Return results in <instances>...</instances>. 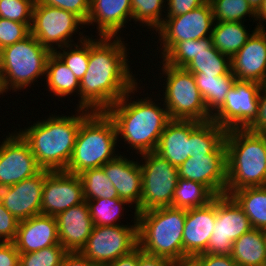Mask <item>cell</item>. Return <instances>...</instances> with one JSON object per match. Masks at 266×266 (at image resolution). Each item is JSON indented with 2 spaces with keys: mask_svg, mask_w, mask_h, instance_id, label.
Wrapping results in <instances>:
<instances>
[{
  "mask_svg": "<svg viewBox=\"0 0 266 266\" xmlns=\"http://www.w3.org/2000/svg\"><path fill=\"white\" fill-rule=\"evenodd\" d=\"M13 243L19 253L35 252L59 244L56 218L40 214L20 221Z\"/></svg>",
  "mask_w": 266,
  "mask_h": 266,
  "instance_id": "23",
  "label": "cell"
},
{
  "mask_svg": "<svg viewBox=\"0 0 266 266\" xmlns=\"http://www.w3.org/2000/svg\"><path fill=\"white\" fill-rule=\"evenodd\" d=\"M208 113L212 116L223 104L236 77L232 71L221 76H194Z\"/></svg>",
  "mask_w": 266,
  "mask_h": 266,
  "instance_id": "31",
  "label": "cell"
},
{
  "mask_svg": "<svg viewBox=\"0 0 266 266\" xmlns=\"http://www.w3.org/2000/svg\"><path fill=\"white\" fill-rule=\"evenodd\" d=\"M252 7V9L257 12V10L260 8L263 0H247Z\"/></svg>",
  "mask_w": 266,
  "mask_h": 266,
  "instance_id": "54",
  "label": "cell"
},
{
  "mask_svg": "<svg viewBox=\"0 0 266 266\" xmlns=\"http://www.w3.org/2000/svg\"><path fill=\"white\" fill-rule=\"evenodd\" d=\"M50 170L42 169L33 177L0 188L3 206L19 221L41 214L42 190Z\"/></svg>",
  "mask_w": 266,
  "mask_h": 266,
  "instance_id": "17",
  "label": "cell"
},
{
  "mask_svg": "<svg viewBox=\"0 0 266 266\" xmlns=\"http://www.w3.org/2000/svg\"><path fill=\"white\" fill-rule=\"evenodd\" d=\"M85 201L97 198H119L114 185L101 167L88 169L80 173Z\"/></svg>",
  "mask_w": 266,
  "mask_h": 266,
  "instance_id": "34",
  "label": "cell"
},
{
  "mask_svg": "<svg viewBox=\"0 0 266 266\" xmlns=\"http://www.w3.org/2000/svg\"><path fill=\"white\" fill-rule=\"evenodd\" d=\"M226 129L213 120L199 122L192 129V155L227 154L225 145Z\"/></svg>",
  "mask_w": 266,
  "mask_h": 266,
  "instance_id": "32",
  "label": "cell"
},
{
  "mask_svg": "<svg viewBox=\"0 0 266 266\" xmlns=\"http://www.w3.org/2000/svg\"><path fill=\"white\" fill-rule=\"evenodd\" d=\"M214 25L212 7L209 1L188 13L165 17L159 35L161 57L163 58L178 42L210 37Z\"/></svg>",
  "mask_w": 266,
  "mask_h": 266,
  "instance_id": "12",
  "label": "cell"
},
{
  "mask_svg": "<svg viewBox=\"0 0 266 266\" xmlns=\"http://www.w3.org/2000/svg\"><path fill=\"white\" fill-rule=\"evenodd\" d=\"M82 182L78 175L50 171L44 180L41 214L56 217L68 208L84 202Z\"/></svg>",
  "mask_w": 266,
  "mask_h": 266,
  "instance_id": "16",
  "label": "cell"
},
{
  "mask_svg": "<svg viewBox=\"0 0 266 266\" xmlns=\"http://www.w3.org/2000/svg\"><path fill=\"white\" fill-rule=\"evenodd\" d=\"M166 0H131L132 20L141 22L142 26L157 31L164 22V11ZM163 9V10H162ZM163 16V18H162Z\"/></svg>",
  "mask_w": 266,
  "mask_h": 266,
  "instance_id": "38",
  "label": "cell"
},
{
  "mask_svg": "<svg viewBox=\"0 0 266 266\" xmlns=\"http://www.w3.org/2000/svg\"><path fill=\"white\" fill-rule=\"evenodd\" d=\"M89 207L91 219L94 226H115L121 225L117 221L119 217L124 216V206L130 203L124 199L113 198H97L86 201ZM121 210H123L121 212ZM117 222V223H116Z\"/></svg>",
  "mask_w": 266,
  "mask_h": 266,
  "instance_id": "35",
  "label": "cell"
},
{
  "mask_svg": "<svg viewBox=\"0 0 266 266\" xmlns=\"http://www.w3.org/2000/svg\"><path fill=\"white\" fill-rule=\"evenodd\" d=\"M195 258L201 266H238L231 255L202 253Z\"/></svg>",
  "mask_w": 266,
  "mask_h": 266,
  "instance_id": "47",
  "label": "cell"
},
{
  "mask_svg": "<svg viewBox=\"0 0 266 266\" xmlns=\"http://www.w3.org/2000/svg\"><path fill=\"white\" fill-rule=\"evenodd\" d=\"M42 4L54 6L78 16L85 24L90 11V0H39Z\"/></svg>",
  "mask_w": 266,
  "mask_h": 266,
  "instance_id": "43",
  "label": "cell"
},
{
  "mask_svg": "<svg viewBox=\"0 0 266 266\" xmlns=\"http://www.w3.org/2000/svg\"><path fill=\"white\" fill-rule=\"evenodd\" d=\"M245 129L256 134H266V82L260 85L256 117Z\"/></svg>",
  "mask_w": 266,
  "mask_h": 266,
  "instance_id": "45",
  "label": "cell"
},
{
  "mask_svg": "<svg viewBox=\"0 0 266 266\" xmlns=\"http://www.w3.org/2000/svg\"><path fill=\"white\" fill-rule=\"evenodd\" d=\"M68 252L59 243L41 250L19 254V266H60Z\"/></svg>",
  "mask_w": 266,
  "mask_h": 266,
  "instance_id": "39",
  "label": "cell"
},
{
  "mask_svg": "<svg viewBox=\"0 0 266 266\" xmlns=\"http://www.w3.org/2000/svg\"><path fill=\"white\" fill-rule=\"evenodd\" d=\"M226 194L244 187L266 186L265 134L231 129L225 134Z\"/></svg>",
  "mask_w": 266,
  "mask_h": 266,
  "instance_id": "4",
  "label": "cell"
},
{
  "mask_svg": "<svg viewBox=\"0 0 266 266\" xmlns=\"http://www.w3.org/2000/svg\"><path fill=\"white\" fill-rule=\"evenodd\" d=\"M193 76H221L231 71V58L220 53L214 46L212 36L199 39V52L185 67Z\"/></svg>",
  "mask_w": 266,
  "mask_h": 266,
  "instance_id": "26",
  "label": "cell"
},
{
  "mask_svg": "<svg viewBox=\"0 0 266 266\" xmlns=\"http://www.w3.org/2000/svg\"><path fill=\"white\" fill-rule=\"evenodd\" d=\"M231 71L238 81L266 82V30L257 29L231 58Z\"/></svg>",
  "mask_w": 266,
  "mask_h": 266,
  "instance_id": "20",
  "label": "cell"
},
{
  "mask_svg": "<svg viewBox=\"0 0 266 266\" xmlns=\"http://www.w3.org/2000/svg\"><path fill=\"white\" fill-rule=\"evenodd\" d=\"M199 52V39L178 42L163 58L171 66L185 68Z\"/></svg>",
  "mask_w": 266,
  "mask_h": 266,
  "instance_id": "41",
  "label": "cell"
},
{
  "mask_svg": "<svg viewBox=\"0 0 266 266\" xmlns=\"http://www.w3.org/2000/svg\"><path fill=\"white\" fill-rule=\"evenodd\" d=\"M46 85L49 92L57 97H65L80 91V81L64 62L52 52L46 64Z\"/></svg>",
  "mask_w": 266,
  "mask_h": 266,
  "instance_id": "29",
  "label": "cell"
},
{
  "mask_svg": "<svg viewBox=\"0 0 266 266\" xmlns=\"http://www.w3.org/2000/svg\"><path fill=\"white\" fill-rule=\"evenodd\" d=\"M167 1V13L164 15L166 17H175L179 15H183L185 13L194 10L203 4H205L208 0H166Z\"/></svg>",
  "mask_w": 266,
  "mask_h": 266,
  "instance_id": "46",
  "label": "cell"
},
{
  "mask_svg": "<svg viewBox=\"0 0 266 266\" xmlns=\"http://www.w3.org/2000/svg\"><path fill=\"white\" fill-rule=\"evenodd\" d=\"M119 154L115 159L108 161L101 168L110 179L120 199L139 206L142 196V170L140 163L128 160Z\"/></svg>",
  "mask_w": 266,
  "mask_h": 266,
  "instance_id": "22",
  "label": "cell"
},
{
  "mask_svg": "<svg viewBox=\"0 0 266 266\" xmlns=\"http://www.w3.org/2000/svg\"><path fill=\"white\" fill-rule=\"evenodd\" d=\"M216 221V196L207 205L187 209L183 228V258L205 253Z\"/></svg>",
  "mask_w": 266,
  "mask_h": 266,
  "instance_id": "19",
  "label": "cell"
},
{
  "mask_svg": "<svg viewBox=\"0 0 266 266\" xmlns=\"http://www.w3.org/2000/svg\"><path fill=\"white\" fill-rule=\"evenodd\" d=\"M161 63V71L166 78L162 101L170 120L210 121L212 116L206 109L193 73L185 68L168 65L164 61Z\"/></svg>",
  "mask_w": 266,
  "mask_h": 266,
  "instance_id": "8",
  "label": "cell"
},
{
  "mask_svg": "<svg viewBox=\"0 0 266 266\" xmlns=\"http://www.w3.org/2000/svg\"><path fill=\"white\" fill-rule=\"evenodd\" d=\"M84 25L75 14L35 0L30 33L51 52L73 44L71 37Z\"/></svg>",
  "mask_w": 266,
  "mask_h": 266,
  "instance_id": "11",
  "label": "cell"
},
{
  "mask_svg": "<svg viewBox=\"0 0 266 266\" xmlns=\"http://www.w3.org/2000/svg\"><path fill=\"white\" fill-rule=\"evenodd\" d=\"M0 143V188L33 177L42 170L28 143L18 132L9 133Z\"/></svg>",
  "mask_w": 266,
  "mask_h": 266,
  "instance_id": "15",
  "label": "cell"
},
{
  "mask_svg": "<svg viewBox=\"0 0 266 266\" xmlns=\"http://www.w3.org/2000/svg\"><path fill=\"white\" fill-rule=\"evenodd\" d=\"M137 261H138V247L132 252L120 256L115 261H112L105 266H137Z\"/></svg>",
  "mask_w": 266,
  "mask_h": 266,
  "instance_id": "51",
  "label": "cell"
},
{
  "mask_svg": "<svg viewBox=\"0 0 266 266\" xmlns=\"http://www.w3.org/2000/svg\"><path fill=\"white\" fill-rule=\"evenodd\" d=\"M260 85L258 82L236 80L224 104L211 120L226 130L245 129L256 117Z\"/></svg>",
  "mask_w": 266,
  "mask_h": 266,
  "instance_id": "14",
  "label": "cell"
},
{
  "mask_svg": "<svg viewBox=\"0 0 266 266\" xmlns=\"http://www.w3.org/2000/svg\"><path fill=\"white\" fill-rule=\"evenodd\" d=\"M172 266H201V264L195 257H185L172 262Z\"/></svg>",
  "mask_w": 266,
  "mask_h": 266,
  "instance_id": "53",
  "label": "cell"
},
{
  "mask_svg": "<svg viewBox=\"0 0 266 266\" xmlns=\"http://www.w3.org/2000/svg\"><path fill=\"white\" fill-rule=\"evenodd\" d=\"M186 212L187 209L168 206L137 213L138 247L170 262L182 259Z\"/></svg>",
  "mask_w": 266,
  "mask_h": 266,
  "instance_id": "5",
  "label": "cell"
},
{
  "mask_svg": "<svg viewBox=\"0 0 266 266\" xmlns=\"http://www.w3.org/2000/svg\"><path fill=\"white\" fill-rule=\"evenodd\" d=\"M29 34L30 28L25 23L0 18V50L23 40Z\"/></svg>",
  "mask_w": 266,
  "mask_h": 266,
  "instance_id": "42",
  "label": "cell"
},
{
  "mask_svg": "<svg viewBox=\"0 0 266 266\" xmlns=\"http://www.w3.org/2000/svg\"><path fill=\"white\" fill-rule=\"evenodd\" d=\"M194 120H170L162 132L155 152L178 167L192 155Z\"/></svg>",
  "mask_w": 266,
  "mask_h": 266,
  "instance_id": "25",
  "label": "cell"
},
{
  "mask_svg": "<svg viewBox=\"0 0 266 266\" xmlns=\"http://www.w3.org/2000/svg\"><path fill=\"white\" fill-rule=\"evenodd\" d=\"M231 257L238 266L266 263V243L262 229L252 228L233 242Z\"/></svg>",
  "mask_w": 266,
  "mask_h": 266,
  "instance_id": "27",
  "label": "cell"
},
{
  "mask_svg": "<svg viewBox=\"0 0 266 266\" xmlns=\"http://www.w3.org/2000/svg\"><path fill=\"white\" fill-rule=\"evenodd\" d=\"M132 20L131 0H90V11L85 25L97 24L99 37H119L127 21ZM118 35V36H117Z\"/></svg>",
  "mask_w": 266,
  "mask_h": 266,
  "instance_id": "24",
  "label": "cell"
},
{
  "mask_svg": "<svg viewBox=\"0 0 266 266\" xmlns=\"http://www.w3.org/2000/svg\"><path fill=\"white\" fill-rule=\"evenodd\" d=\"M212 7L214 22H242L245 16L256 18V12L247 0H208ZM248 14V15H247Z\"/></svg>",
  "mask_w": 266,
  "mask_h": 266,
  "instance_id": "37",
  "label": "cell"
},
{
  "mask_svg": "<svg viewBox=\"0 0 266 266\" xmlns=\"http://www.w3.org/2000/svg\"><path fill=\"white\" fill-rule=\"evenodd\" d=\"M214 197L215 195L205 185L179 178L172 198V207L184 209L201 207L207 205Z\"/></svg>",
  "mask_w": 266,
  "mask_h": 266,
  "instance_id": "33",
  "label": "cell"
},
{
  "mask_svg": "<svg viewBox=\"0 0 266 266\" xmlns=\"http://www.w3.org/2000/svg\"><path fill=\"white\" fill-rule=\"evenodd\" d=\"M98 38L89 37L88 69L80 81L77 105V109L90 112H106L138 84L128 63L127 44L122 38Z\"/></svg>",
  "mask_w": 266,
  "mask_h": 266,
  "instance_id": "1",
  "label": "cell"
},
{
  "mask_svg": "<svg viewBox=\"0 0 266 266\" xmlns=\"http://www.w3.org/2000/svg\"><path fill=\"white\" fill-rule=\"evenodd\" d=\"M137 86L138 84L106 112L116 125L118 139L120 135L138 155L155 152L170 117L164 104L158 106L150 97L131 101L134 97L129 99V96L140 88Z\"/></svg>",
  "mask_w": 266,
  "mask_h": 266,
  "instance_id": "2",
  "label": "cell"
},
{
  "mask_svg": "<svg viewBox=\"0 0 266 266\" xmlns=\"http://www.w3.org/2000/svg\"><path fill=\"white\" fill-rule=\"evenodd\" d=\"M230 196L250 219L253 228H266V186L244 187Z\"/></svg>",
  "mask_w": 266,
  "mask_h": 266,
  "instance_id": "30",
  "label": "cell"
},
{
  "mask_svg": "<svg viewBox=\"0 0 266 266\" xmlns=\"http://www.w3.org/2000/svg\"><path fill=\"white\" fill-rule=\"evenodd\" d=\"M34 3L35 0H0V18L25 23L30 28Z\"/></svg>",
  "mask_w": 266,
  "mask_h": 266,
  "instance_id": "40",
  "label": "cell"
},
{
  "mask_svg": "<svg viewBox=\"0 0 266 266\" xmlns=\"http://www.w3.org/2000/svg\"><path fill=\"white\" fill-rule=\"evenodd\" d=\"M178 177L205 185L215 196L226 194L227 154H194L177 167Z\"/></svg>",
  "mask_w": 266,
  "mask_h": 266,
  "instance_id": "18",
  "label": "cell"
},
{
  "mask_svg": "<svg viewBox=\"0 0 266 266\" xmlns=\"http://www.w3.org/2000/svg\"><path fill=\"white\" fill-rule=\"evenodd\" d=\"M81 33L82 32H79V35L82 36L79 38V45L74 43L59 48L61 49L59 51H54V53L74 73L79 81H81L85 75L89 63V36L83 35V33ZM73 46L75 48H73Z\"/></svg>",
  "mask_w": 266,
  "mask_h": 266,
  "instance_id": "36",
  "label": "cell"
},
{
  "mask_svg": "<svg viewBox=\"0 0 266 266\" xmlns=\"http://www.w3.org/2000/svg\"><path fill=\"white\" fill-rule=\"evenodd\" d=\"M19 254L13 242H0V266H19Z\"/></svg>",
  "mask_w": 266,
  "mask_h": 266,
  "instance_id": "48",
  "label": "cell"
},
{
  "mask_svg": "<svg viewBox=\"0 0 266 266\" xmlns=\"http://www.w3.org/2000/svg\"><path fill=\"white\" fill-rule=\"evenodd\" d=\"M60 266H97L85 258L80 252H68Z\"/></svg>",
  "mask_w": 266,
  "mask_h": 266,
  "instance_id": "50",
  "label": "cell"
},
{
  "mask_svg": "<svg viewBox=\"0 0 266 266\" xmlns=\"http://www.w3.org/2000/svg\"><path fill=\"white\" fill-rule=\"evenodd\" d=\"M118 141L116 125L107 112H91L81 122L65 172L79 175L115 159Z\"/></svg>",
  "mask_w": 266,
  "mask_h": 266,
  "instance_id": "6",
  "label": "cell"
},
{
  "mask_svg": "<svg viewBox=\"0 0 266 266\" xmlns=\"http://www.w3.org/2000/svg\"><path fill=\"white\" fill-rule=\"evenodd\" d=\"M144 160L142 170V196L137 213L172 206V198L178 183L177 167L156 152L140 154Z\"/></svg>",
  "mask_w": 266,
  "mask_h": 266,
  "instance_id": "9",
  "label": "cell"
},
{
  "mask_svg": "<svg viewBox=\"0 0 266 266\" xmlns=\"http://www.w3.org/2000/svg\"><path fill=\"white\" fill-rule=\"evenodd\" d=\"M137 266H172V262L166 258L146 254L138 247Z\"/></svg>",
  "mask_w": 266,
  "mask_h": 266,
  "instance_id": "49",
  "label": "cell"
},
{
  "mask_svg": "<svg viewBox=\"0 0 266 266\" xmlns=\"http://www.w3.org/2000/svg\"><path fill=\"white\" fill-rule=\"evenodd\" d=\"M134 225L94 226L80 253L97 266H105L138 247L137 215Z\"/></svg>",
  "mask_w": 266,
  "mask_h": 266,
  "instance_id": "10",
  "label": "cell"
},
{
  "mask_svg": "<svg viewBox=\"0 0 266 266\" xmlns=\"http://www.w3.org/2000/svg\"><path fill=\"white\" fill-rule=\"evenodd\" d=\"M19 220L4 206L0 199V242H13L16 238Z\"/></svg>",
  "mask_w": 266,
  "mask_h": 266,
  "instance_id": "44",
  "label": "cell"
},
{
  "mask_svg": "<svg viewBox=\"0 0 266 266\" xmlns=\"http://www.w3.org/2000/svg\"><path fill=\"white\" fill-rule=\"evenodd\" d=\"M252 228L250 219L230 195L216 196V221L205 253L231 255L233 242Z\"/></svg>",
  "mask_w": 266,
  "mask_h": 266,
  "instance_id": "13",
  "label": "cell"
},
{
  "mask_svg": "<svg viewBox=\"0 0 266 266\" xmlns=\"http://www.w3.org/2000/svg\"><path fill=\"white\" fill-rule=\"evenodd\" d=\"M52 52L31 33L23 40L0 50V90L19 91L46 75V64Z\"/></svg>",
  "mask_w": 266,
  "mask_h": 266,
  "instance_id": "7",
  "label": "cell"
},
{
  "mask_svg": "<svg viewBox=\"0 0 266 266\" xmlns=\"http://www.w3.org/2000/svg\"><path fill=\"white\" fill-rule=\"evenodd\" d=\"M262 231H263V234H264V237H265V243H266V228H264Z\"/></svg>",
  "mask_w": 266,
  "mask_h": 266,
  "instance_id": "55",
  "label": "cell"
},
{
  "mask_svg": "<svg viewBox=\"0 0 266 266\" xmlns=\"http://www.w3.org/2000/svg\"><path fill=\"white\" fill-rule=\"evenodd\" d=\"M76 116L50 115L19 134L28 143L37 164L50 171H65L71 159L81 122L91 113L76 109Z\"/></svg>",
  "mask_w": 266,
  "mask_h": 266,
  "instance_id": "3",
  "label": "cell"
},
{
  "mask_svg": "<svg viewBox=\"0 0 266 266\" xmlns=\"http://www.w3.org/2000/svg\"><path fill=\"white\" fill-rule=\"evenodd\" d=\"M255 21H259L257 23V26H256L257 29H259V30H265L266 29V28H264V25L262 24V23H264V21L266 22V0H263L260 8L257 10ZM260 22H262V23H260Z\"/></svg>",
  "mask_w": 266,
  "mask_h": 266,
  "instance_id": "52",
  "label": "cell"
},
{
  "mask_svg": "<svg viewBox=\"0 0 266 266\" xmlns=\"http://www.w3.org/2000/svg\"><path fill=\"white\" fill-rule=\"evenodd\" d=\"M243 24L244 21L214 22L211 35L213 46L220 53L232 58L257 30L255 28L250 34Z\"/></svg>",
  "mask_w": 266,
  "mask_h": 266,
  "instance_id": "28",
  "label": "cell"
},
{
  "mask_svg": "<svg viewBox=\"0 0 266 266\" xmlns=\"http://www.w3.org/2000/svg\"><path fill=\"white\" fill-rule=\"evenodd\" d=\"M55 218L59 243L67 252H80L94 228L87 202L72 206Z\"/></svg>",
  "mask_w": 266,
  "mask_h": 266,
  "instance_id": "21",
  "label": "cell"
}]
</instances>
